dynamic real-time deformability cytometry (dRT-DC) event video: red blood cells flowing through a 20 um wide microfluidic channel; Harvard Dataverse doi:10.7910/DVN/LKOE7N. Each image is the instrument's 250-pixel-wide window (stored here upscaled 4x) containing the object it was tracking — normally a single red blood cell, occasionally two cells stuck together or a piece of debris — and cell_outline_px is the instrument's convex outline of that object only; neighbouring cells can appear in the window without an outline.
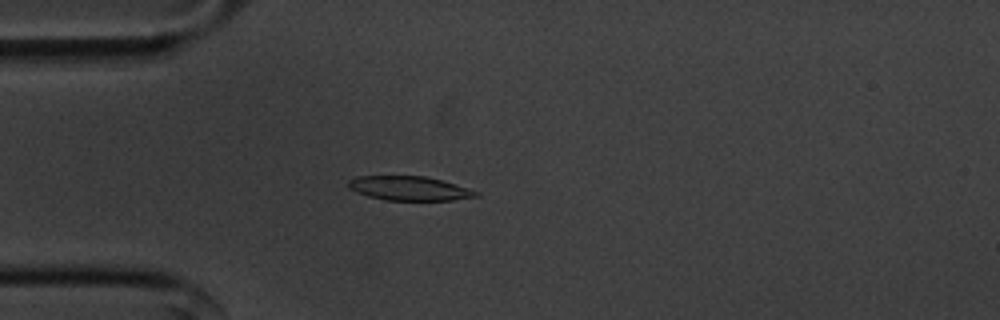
{"species": "common noctule bat (a hibernating species)", "species_latin": "Nyctalus noctula", "temperature_condition": "cold", "stored_images_in_passage": 54, "camera_frame_rate_fps": 3000, "um_per_image_px": 0.085, "animal": {"sex": "male", "body_mass_g": 20.1, "forearm_length_mm": 53.5}, "frame": {"image": 1, "passage_image": 14, "time_ms": 4.333, "image_size_px": [1000, 320], "cell_outline_px": [[480, 196], [452, 200], [384, 200], [368, 196], [356, 192], [348, 188], [348, 180], [356, 176], [424, 176], [440, 180], [468, 188], [480, 192]], "centroid_in_image_um": [34.77, 16.01], "position_along_channel_um": 50.2, "area_um2": 17.98}}
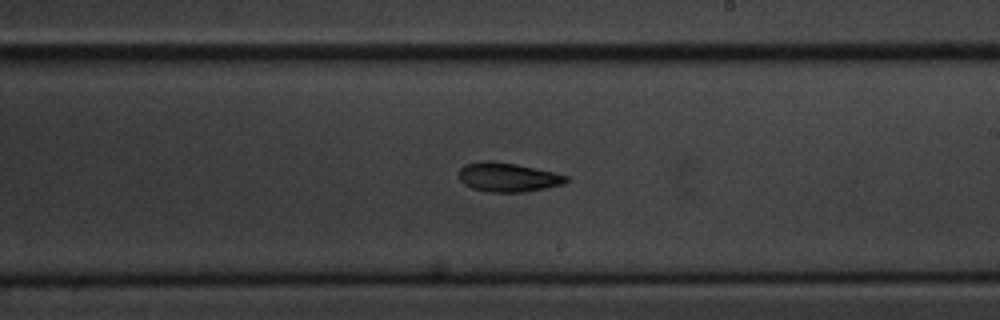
{"frame": {"image": 2, "passage_image": 31, "time_ms": 10.0, "image_size_px": [1000, 320], "cell_outline_px": [[568, 180], [564, 184], [524, 192], [488, 192], [472, 188], [464, 184], [460, 180], [460, 168], [464, 164], [480, 160], [492, 160], [516, 164], [556, 172], [568, 176]], "centroid_in_image_um": [43.17, 15.05], "position_along_channel_um": 245.8, "area_um2": 18.38}}
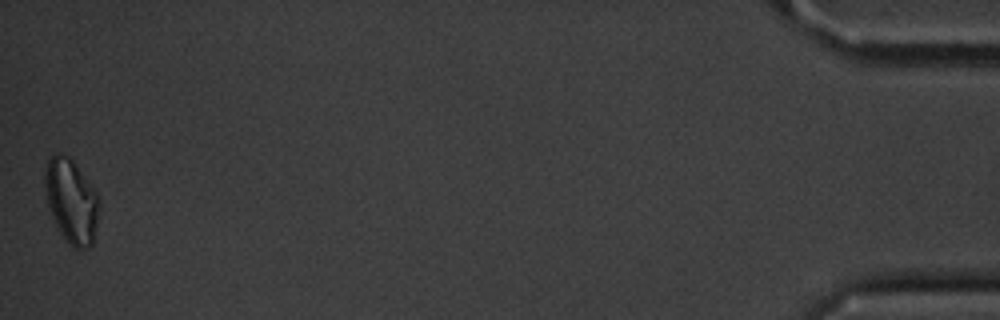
{"frame": {"image": 3, "passage_image": 54, "time_ms": 17.667, "image_size_px": [1000, 320], "cell_outline_px": [[100, 208], [92, 244], [88, 248], [72, 248], [60, 232], [52, 216], [48, 204], [44, 180], [44, 172], [48, 156], [56, 152], [60, 152], [68, 156], [72, 160], [96, 192], [100, 200]], "centroid_in_image_um": [6.06, 17.06], "position_along_channel_um": 429.1, "area_um2": 26.53}, "authors_computed_cell_mechanics": {"area_um2": 18.5249, "velocity_mm_per_s": 3.6123, "shape_relaxation_time_tau1_ms": 2.5613, "shape_relaxation_time_tau2_ms": 5.4178, "deformation_change_tau1": 0.1001, "deformation_change_tau2": 0.1262}}